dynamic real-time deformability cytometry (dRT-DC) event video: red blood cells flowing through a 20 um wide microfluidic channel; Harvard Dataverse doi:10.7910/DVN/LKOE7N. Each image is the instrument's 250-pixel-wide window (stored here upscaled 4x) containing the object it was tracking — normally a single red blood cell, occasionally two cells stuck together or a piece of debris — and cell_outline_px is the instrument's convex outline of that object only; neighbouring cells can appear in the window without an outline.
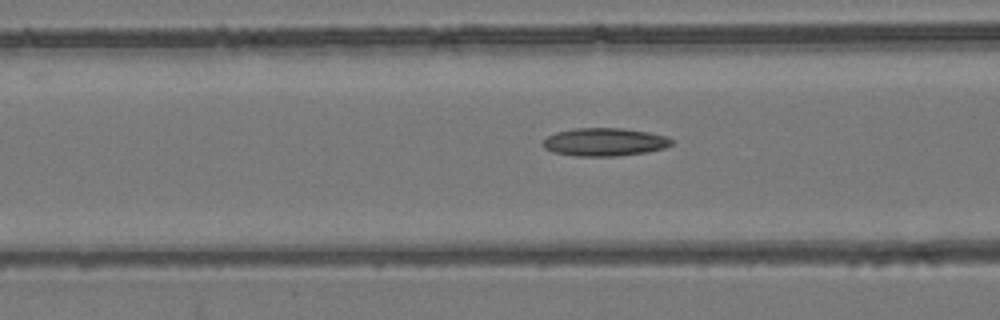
{"species": "common noctule bat (a hibernating species)", "species_latin": "Nyctalus noctula", "temperature_condition": "room temperature", "stored_images_in_passage": 38, "camera_frame_rate_fps": 3000, "um_per_image_px": 0.085, "animal": {"sex": "female", "body_mass_g": 24.6, "forearm_length_mm": 56.2}, "frame": {"image": 1, "passage_image": 6, "time_ms": 1.667, "image_size_px": [1000, 320], "cell_outline_px": [[672, 144], [664, 148], [648, 152], [616, 156], [576, 156], [552, 152], [544, 148], [544, 140], [548, 136], [556, 132], [572, 128], [624, 128], [648, 132], [668, 136], [672, 140]], "centroid_in_image_um": [51.4, 12.07], "position_along_channel_um": 115.2, "area_um2": 21.1}}
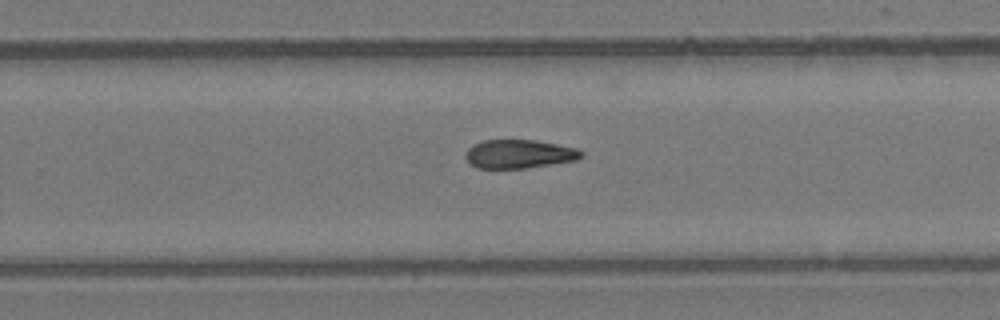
{"frame": {"image": 2, "passage_image": 19, "time_ms": 6.0, "image_size_px": [1000, 320], "cell_outline_px": [[584, 156], [576, 160], [524, 168], [476, 168], [468, 164], [464, 156], [468, 148], [472, 144], [484, 140], [536, 140], [576, 148], [584, 152]], "centroid_in_image_um": [44.08, 13.09], "position_along_channel_um": 285.7, "area_um2": 19.42}}
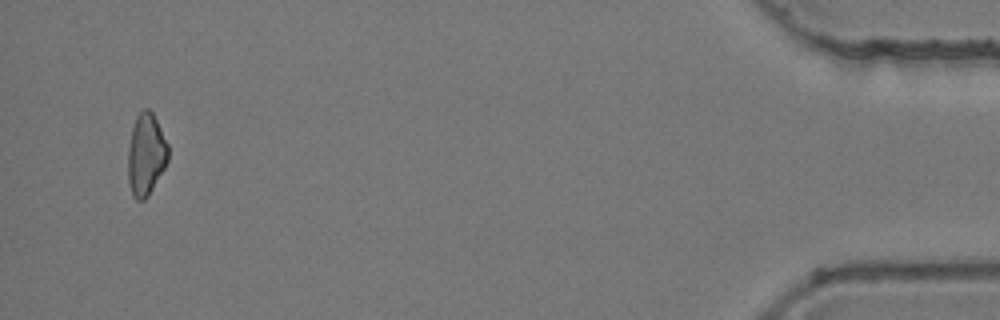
{"frame": {"image": 3, "passage_image": 36, "time_ms": 11.667, "image_size_px": [1000, 320], "cell_outline_px": [[168, 160], [164, 168], [148, 196], [144, 200], [136, 200], [132, 196], [128, 180], [128, 148], [132, 128], [136, 116], [144, 108], [148, 108], [152, 112], [168, 144]], "centroid_in_image_um": [12.4, 13.14], "position_along_channel_um": 422.8, "area_um2": 19.13}, "authors_computed_cell_mechanics": {"area_um2": 19.9699, "velocity_mm_per_s": 3.939, "shape_relaxation_time_tau1_ms": null, "shape_relaxation_time_tau2_ms": 9.0882, "deformation_change_tau1": null, "deformation_change_tau2": 0.2098}}